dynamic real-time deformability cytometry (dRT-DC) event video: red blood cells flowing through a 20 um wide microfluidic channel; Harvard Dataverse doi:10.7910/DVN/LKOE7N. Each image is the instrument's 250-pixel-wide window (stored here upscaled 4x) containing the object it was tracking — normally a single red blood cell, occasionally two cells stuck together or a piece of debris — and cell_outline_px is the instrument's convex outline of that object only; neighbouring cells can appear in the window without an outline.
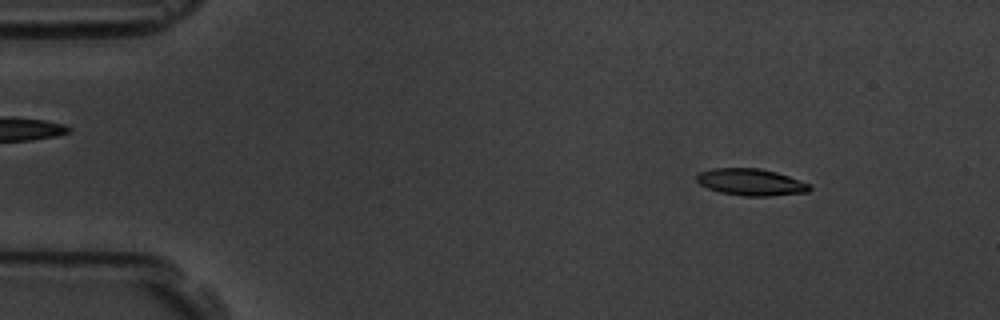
{"species": "common noctule bat (a hibernating species)", "species_latin": "Nyctalus noctula", "temperature_condition": "room temperature", "stored_images_in_passage": 3, "camera_frame_rate_fps": 3000, "um_per_image_px": 0.085, "animal": {"sex": "male", "body_mass_g": 19.5, "forearm_length_mm": 54.6}, "frame": {"image": 1, "passage_image": 1, "time_ms": 0.0, "image_size_px": [1000, 320], "cell_outline_px": [[812, 188], [808, 192], [768, 196], [744, 196], [720, 192], [708, 188], [700, 184], [696, 180], [696, 176], [700, 172], [712, 168], [760, 168], [776, 172], [812, 184]], "centroid_in_image_um": [63.85, 15.48], "position_along_channel_um": 21.2, "area_um2": 17.69}}
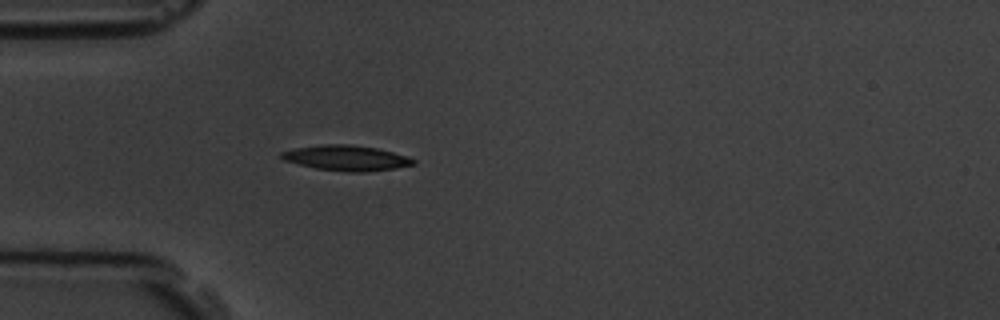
{"frame": {"image": 2, "passage_image": 3, "time_ms": 3.0, "image_size_px": [1000, 320], "cell_outline_px": [[416, 164], [396, 168], [364, 172], [352, 172], [316, 168], [284, 160], [280, 156], [280, 152], [292, 148], [324, 144], [348, 144], [376, 148], [408, 156], [416, 160]], "centroid_in_image_um": [29.45, 13.42], "position_along_channel_um": 55.6, "area_um2": 19.36}}